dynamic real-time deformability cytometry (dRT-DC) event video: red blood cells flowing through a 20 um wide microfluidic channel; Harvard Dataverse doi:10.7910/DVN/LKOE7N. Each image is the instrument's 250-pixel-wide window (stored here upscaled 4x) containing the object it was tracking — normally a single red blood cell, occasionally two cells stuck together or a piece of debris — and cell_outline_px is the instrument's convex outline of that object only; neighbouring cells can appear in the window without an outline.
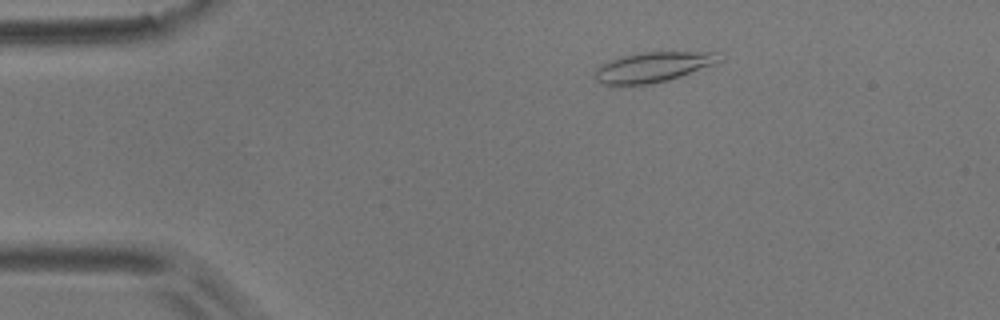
{"species": "common noctule bat (a hibernating species)", "species_latin": "Nyctalus noctula", "temperature_condition": "room temperature", "stored_images_in_passage": 5, "camera_frame_rate_fps": 3000, "um_per_image_px": 0.085, "animal": {"sex": "male", "body_mass_g": 17.9}, "frame": {"image": 1, "passage_image": 3, "time_ms": 2.333, "image_size_px": [1000, 320], "cell_outline_px": [[724, 60], [716, 64], [668, 80], [652, 84], [600, 84], [592, 76], [596, 68], [600, 64], [620, 56], [640, 52], [720, 52]], "centroid_in_image_um": [55.51, 5.69], "position_along_channel_um": 29.5, "area_um2": 22.08}}